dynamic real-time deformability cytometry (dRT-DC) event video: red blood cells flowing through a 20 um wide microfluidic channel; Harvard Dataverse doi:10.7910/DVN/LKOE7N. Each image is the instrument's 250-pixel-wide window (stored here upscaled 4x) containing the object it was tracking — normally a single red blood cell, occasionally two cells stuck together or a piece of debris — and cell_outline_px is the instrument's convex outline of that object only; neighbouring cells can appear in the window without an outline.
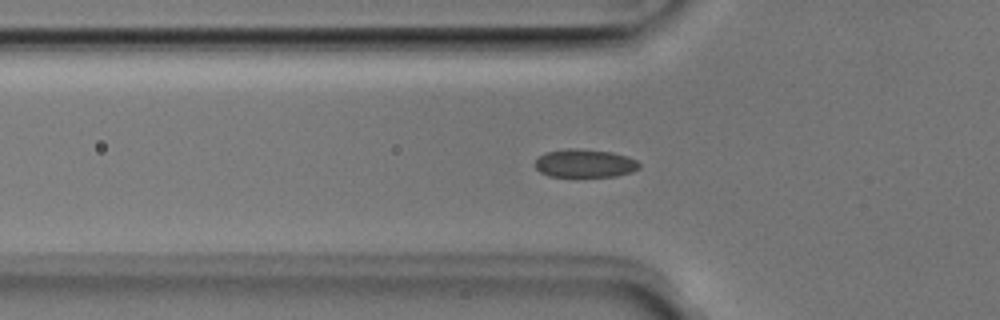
{"species": "Egyptian fruit bat (a non-hibernating species)", "species_latin": "Rousettus aegyptiacus", "temperature_condition": "room temperature", "stored_images_in_passage": 43, "camera_frame_rate_fps": 3000, "um_per_image_px": 0.085, "animal": {"sex": "male"}, "frame": {"image": 1, "passage_image": 13, "time_ms": 4.0, "image_size_px": [1000, 320], "cell_outline_px": [[640, 168], [632, 172], [616, 176], [548, 176], [540, 172], [536, 168], [536, 160], [544, 152], [568, 148], [576, 148], [612, 152], [628, 156], [636, 160], [640, 164]], "centroid_in_image_um": [49.72, 13.87], "position_along_channel_um": 76.1, "area_um2": 17.17}}
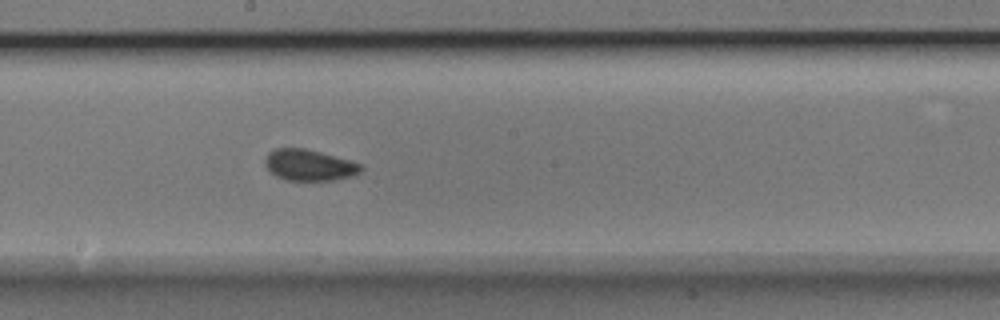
{"frame": {"image": 2, "passage_image": 24, "time_ms": 7.667, "image_size_px": [1000, 320], "cell_outline_px": [[364, 168], [360, 172], [352, 176], [332, 180], [288, 180], [276, 176], [264, 164], [264, 160], [268, 152], [276, 148], [304, 148], [352, 160], [364, 164]], "centroid_in_image_um": [26.32, 14.02], "position_along_channel_um": 221.9, "area_um2": 17.51}}
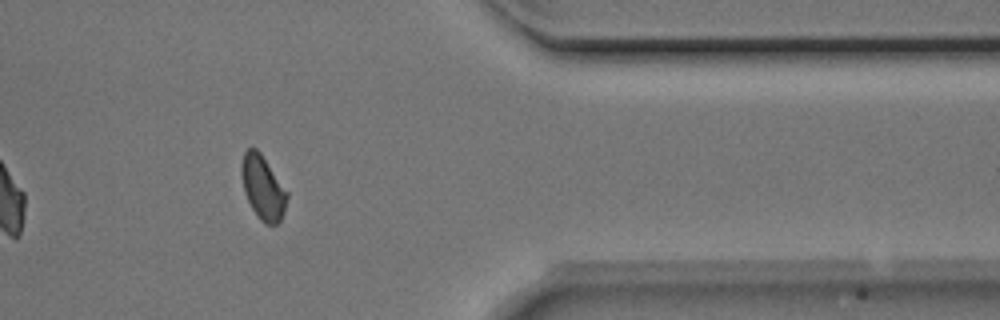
{"frame": {"image": 3, "passage_image": 38, "time_ms": 12.333, "image_size_px": [1000, 320], "cell_outline_px": [[288, 196], [284, 212], [280, 220], [276, 224], [264, 224], [260, 220], [252, 208], [244, 192], [240, 172], [240, 164], [244, 152], [248, 148], [256, 148], [260, 152], [288, 192]], "centroid_in_image_um": [22.33, 15.93], "position_along_channel_um": 389.1, "area_um2": 16.99}, "authors_computed_cell_mechanics": {"area_um2": 17.3978, "velocity_mm_per_s": 3.9685, "shape_relaxation_time_tau1_ms": 4.1957, "shape_relaxation_time_tau2_ms": 2.0412, "deformation_change_tau1": 0.0755, "deformation_change_tau2": 0.0446}}